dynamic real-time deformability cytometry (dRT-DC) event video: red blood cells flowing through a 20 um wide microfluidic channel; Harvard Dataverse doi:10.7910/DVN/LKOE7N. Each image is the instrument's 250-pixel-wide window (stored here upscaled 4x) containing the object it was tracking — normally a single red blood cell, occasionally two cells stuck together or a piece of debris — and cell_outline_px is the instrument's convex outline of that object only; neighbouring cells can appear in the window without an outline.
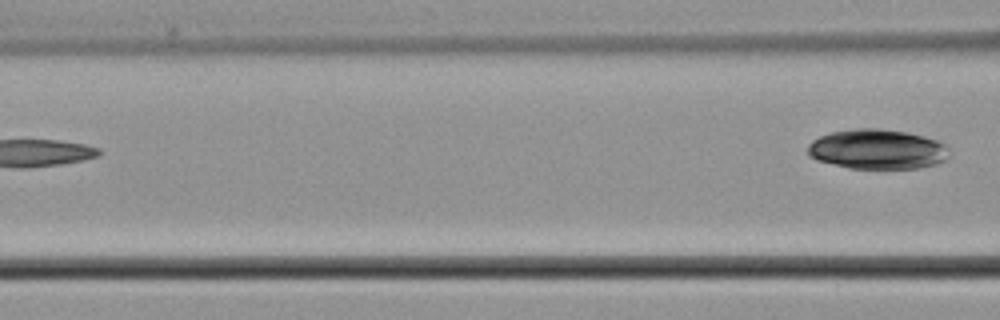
{"species": "common noctule bat (a hibernating species)", "species_latin": "Nyctalus noctula", "temperature_condition": "cold", "stored_images_in_passage": 5, "segment_of_instrument_passage": [2, 2], "camera_frame_rate_fps": 3000, "um_per_image_px": 0.085, "animal": {"sex": "male", "body_mass_g": 21.5, "forearm_length_mm": 52.0}, "frame": {"image": 1, "passage_image": 5, "time_ms": 4.667, "image_size_px": [1000, 320], "cell_outline_px": [[948, 156], [944, 160], [936, 164], [920, 168], [848, 168], [816, 160], [808, 156], [808, 144], [812, 140], [820, 136], [832, 132], [852, 128], [880, 128], [908, 132], [924, 136], [936, 140], [944, 144], [948, 148]], "centroid_in_image_um": [74.55, 12.68], "position_along_channel_um": 92.1, "area_um2": 33.0}}